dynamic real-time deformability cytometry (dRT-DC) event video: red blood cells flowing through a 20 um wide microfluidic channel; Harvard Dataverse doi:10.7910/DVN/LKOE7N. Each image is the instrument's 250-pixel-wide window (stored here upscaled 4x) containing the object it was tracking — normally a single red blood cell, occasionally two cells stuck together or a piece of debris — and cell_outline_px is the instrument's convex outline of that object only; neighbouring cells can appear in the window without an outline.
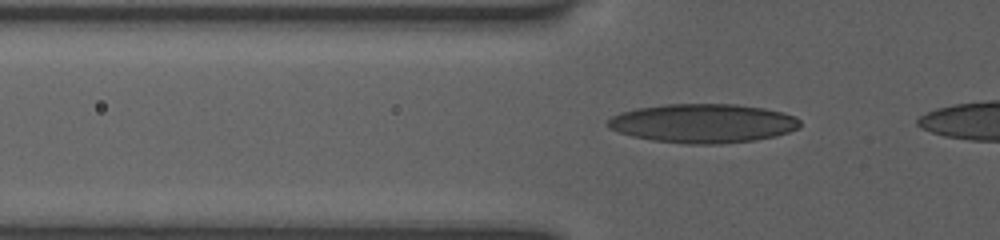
{"species": "human", "species_latin": "Homo sapiens", "temperature_condition": "room temperature", "stored_images_in_passage": 11, "camera_frame_rate_fps": 3000, "um_per_image_px": 0.085, "donor": {"sex": "female"}, "frame": {"image": 1, "passage_image": 8, "time_ms": 2.333, "image_size_px": [1000, 240], "cell_outline_px": [[800, 128], [776, 136], [752, 140], [720, 144], [688, 144], [652, 140], [632, 136], [616, 132], [608, 128], [604, 124], [612, 116], [620, 112], [636, 108], [664, 104], [736, 104], [764, 108], [796, 116], [800, 120]], "centroid_in_image_um": [59.72, 10.48], "position_along_channel_um": 66.1, "area_um2": 43.93}}